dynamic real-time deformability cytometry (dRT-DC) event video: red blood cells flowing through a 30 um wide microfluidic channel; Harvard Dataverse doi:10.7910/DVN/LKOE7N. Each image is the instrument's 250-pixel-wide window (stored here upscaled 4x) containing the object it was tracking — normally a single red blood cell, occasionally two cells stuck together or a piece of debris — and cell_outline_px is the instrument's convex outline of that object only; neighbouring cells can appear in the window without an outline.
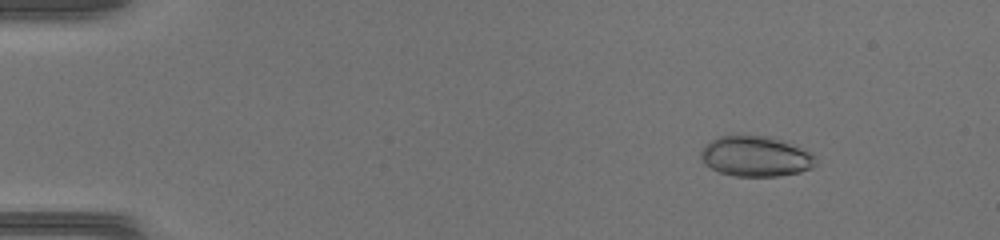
{"species": "common noctule bat (a hibernating species)", "species_latin": "Nyctalus noctula", "temperature_condition": "warm", "stored_images_in_passage": 46, "camera_frame_rate_fps": 3000, "um_per_image_px": 0.085, "animal": {"sex": "female", "body_mass_g": 17.0, "forearm_length_mm": 48.0}, "frame": {"image": 1, "passage_image": 6, "time_ms": 1.667, "image_size_px": [1000, 240], "cell_outline_px": [[816, 164], [812, 168], [800, 172], [780, 176], [732, 176], [720, 172], [704, 164], [700, 156], [700, 152], [704, 144], [720, 136], [736, 132], [768, 136], [784, 140], [808, 152], [812, 156]], "centroid_in_image_um": [64.16, 13.25], "position_along_channel_um": 20.8, "area_um2": 27.57}}
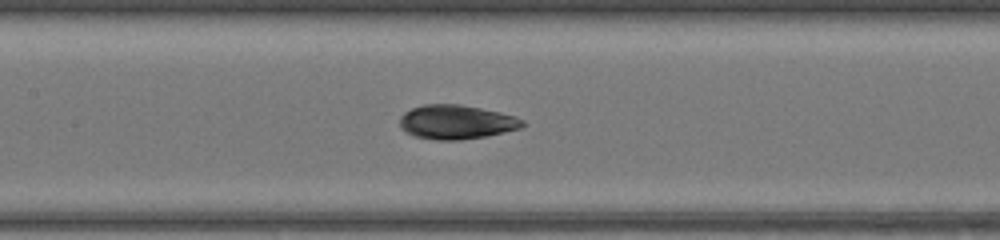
{"frame": {"image": 2, "passage_image": 23, "time_ms": 7.333, "image_size_px": [1000, 240], "cell_outline_px": [[524, 124], [520, 128], [504, 132], [484, 136], [460, 140], [436, 140], [416, 136], [404, 132], [400, 128], [400, 116], [404, 112], [412, 108], [424, 104], [460, 104], [500, 112], [524, 120]], "centroid_in_image_um": [38.74, 10.37], "position_along_channel_um": 168.7, "area_um2": 24.33}}
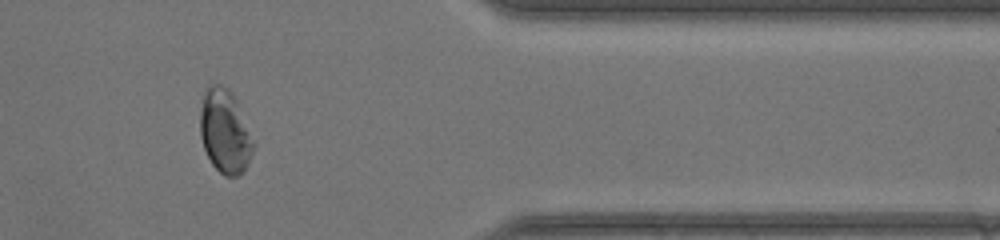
{"frame": {"image": 3, "passage_image": 39, "time_ms": 12.667, "image_size_px": [1000, 240], "cell_outline_px": [[256, 144], [248, 164], [244, 172], [240, 176], [224, 176], [212, 164], [204, 148], [200, 136], [200, 112], [204, 92], [208, 84], [220, 84], [228, 88], [232, 92], [256, 140]], "centroid_in_image_um": [19.16, 11.18], "position_along_channel_um": 392.2, "area_um2": 26.53}}